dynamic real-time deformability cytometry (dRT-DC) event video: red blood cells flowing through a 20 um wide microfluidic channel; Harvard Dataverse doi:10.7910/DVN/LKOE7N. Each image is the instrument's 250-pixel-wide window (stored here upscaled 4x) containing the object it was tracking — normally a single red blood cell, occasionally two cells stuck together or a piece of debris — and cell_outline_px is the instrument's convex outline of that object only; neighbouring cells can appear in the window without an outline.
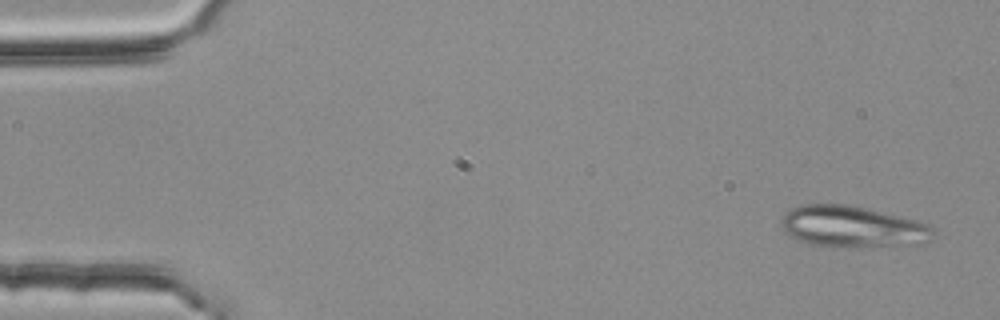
{"species": "common noctule bat (a hibernating species)", "species_latin": "Nyctalus noctula", "temperature_condition": "room temperature", "stored_images_in_passage": 4, "camera_frame_rate_fps": 3000, "um_per_image_px": 0.085, "animal": {"sex": "female", "body_mass_g": 25.1}, "frame": {"image": 1, "passage_image": 1, "time_ms": 0.0, "image_size_px": [1000, 320], "cell_outline_px": [[936, 236], [932, 240], [916, 244], [852, 248], [832, 248], [812, 244], [796, 240], [784, 232], [780, 224], [780, 220], [784, 212], [792, 208], [804, 204], [844, 204], [864, 208], [928, 224], [936, 232]], "centroid_in_image_um": [72.4, 19.3], "position_along_channel_um": 12.6, "area_um2": 36.99}}